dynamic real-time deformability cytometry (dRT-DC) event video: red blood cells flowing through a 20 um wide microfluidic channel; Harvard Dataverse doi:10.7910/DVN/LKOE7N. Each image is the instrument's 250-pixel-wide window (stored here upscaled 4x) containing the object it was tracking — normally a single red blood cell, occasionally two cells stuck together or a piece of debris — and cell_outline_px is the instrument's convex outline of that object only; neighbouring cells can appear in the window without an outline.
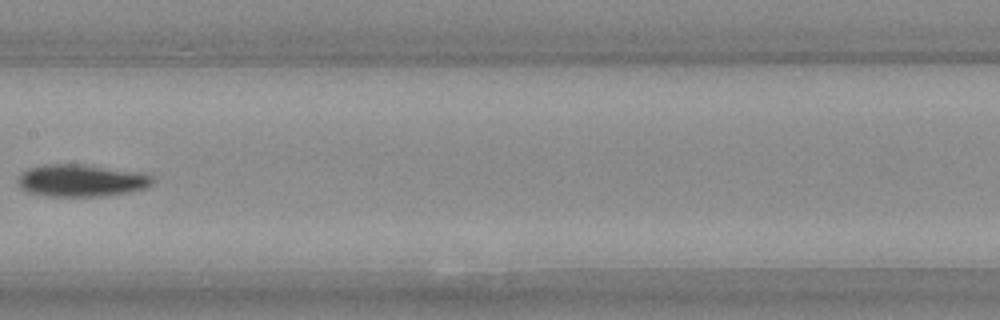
{"species": "Egyptian fruit bat (a non-hibernating species)", "species_latin": "Rousettus aegyptiacus", "temperature_condition": "warm", "stored_images_in_passage": 30, "camera_frame_rate_fps": 3000, "um_per_image_px": 0.085, "animal": {"sex": "female"}, "frame": {"image": 1, "passage_image": 18, "time_ms": 5.667, "image_size_px": [1000, 320], "cell_outline_px": [[152, 184], [144, 188], [124, 192], [100, 196], [48, 196], [28, 192], [20, 188], [16, 180], [16, 176], [20, 172], [28, 168], [40, 164], [84, 164], [148, 172], [152, 176]], "centroid_in_image_um": [6.86, 15.31], "position_along_channel_um": 200.5, "area_um2": 25.72}}